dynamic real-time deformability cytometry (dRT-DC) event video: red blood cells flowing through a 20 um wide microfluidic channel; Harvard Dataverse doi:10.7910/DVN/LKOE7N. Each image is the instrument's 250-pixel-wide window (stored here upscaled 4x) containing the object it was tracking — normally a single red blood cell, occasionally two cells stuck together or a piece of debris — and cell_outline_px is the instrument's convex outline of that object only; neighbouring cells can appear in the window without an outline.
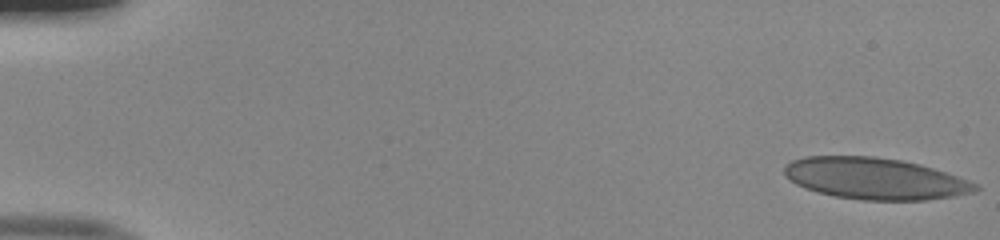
{"species": "human", "species_latin": "Homo sapiens", "temperature_condition": "room temperature", "stored_images_in_passage": 51, "camera_frame_rate_fps": 3000, "um_per_image_px": 0.085, "donor": {"sex": "male"}, "frame": {"image": 1, "passage_image": 1, "time_ms": 0.0, "image_size_px": [1000, 240], "cell_outline_px": [[980, 188], [972, 192], [952, 196], [924, 200], [864, 200], [836, 196], [820, 192], [796, 184], [784, 172], [784, 168], [792, 160], [804, 156], [872, 156], [900, 160], [920, 164], [968, 180], [976, 184]], "centroid_in_image_um": [74.38, 15.17], "position_along_channel_um": 10.6, "area_um2": 45.55}}
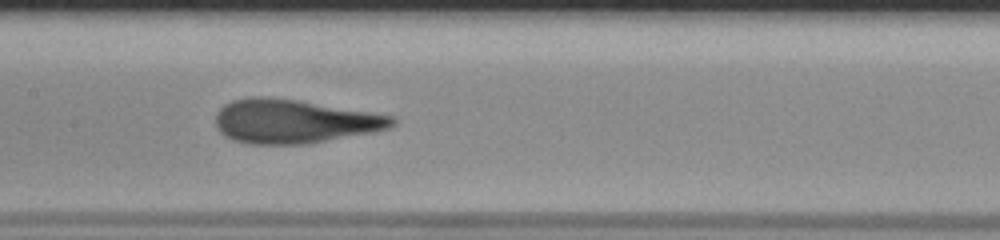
{"frame": {"image": 2, "passage_image": 26, "time_ms": 8.333, "image_size_px": [1000, 240], "cell_outline_px": [[396, 124], [388, 128], [372, 132], [304, 144], [248, 144], [232, 140], [220, 132], [216, 124], [216, 112], [224, 104], [232, 100], [252, 96], [268, 96], [296, 100], [392, 116], [396, 120]], "centroid_in_image_um": [24.92, 10.31], "position_along_channel_um": 182.5, "area_um2": 44.74}}
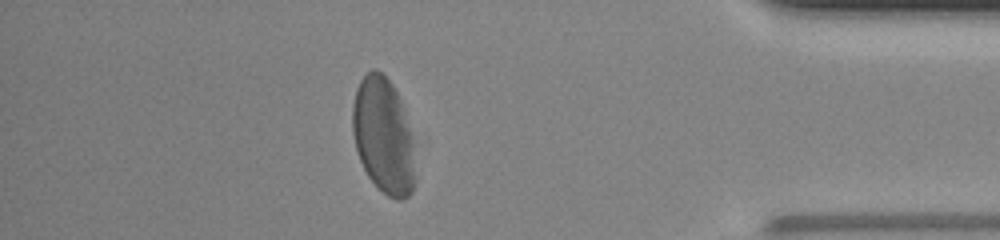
{"frame": {"image": 3, "passage_image": 45, "time_ms": 14.667, "image_size_px": [1000, 240], "cell_outline_px": [[412, 192], [408, 196], [400, 200], [396, 200], [388, 196], [368, 176], [360, 160], [356, 148], [352, 132], [352, 108], [356, 88], [360, 80], [372, 68], [376, 68], [392, 84], [400, 100], [412, 136]], "centroid_in_image_um": [32.54, 11.5], "position_along_channel_um": 402.7, "area_um2": 41.38}, "authors_computed_cell_mechanics": {"area_um2": 45.1418, "velocity_mm_per_s": 3.9848, "shape_relaxation_time_tau1_ms": 4.978, "shape_relaxation_time_tau2_ms": 0.8241, "deformation_change_tau1": 0.185, "deformation_change_tau2": 0.0708}}